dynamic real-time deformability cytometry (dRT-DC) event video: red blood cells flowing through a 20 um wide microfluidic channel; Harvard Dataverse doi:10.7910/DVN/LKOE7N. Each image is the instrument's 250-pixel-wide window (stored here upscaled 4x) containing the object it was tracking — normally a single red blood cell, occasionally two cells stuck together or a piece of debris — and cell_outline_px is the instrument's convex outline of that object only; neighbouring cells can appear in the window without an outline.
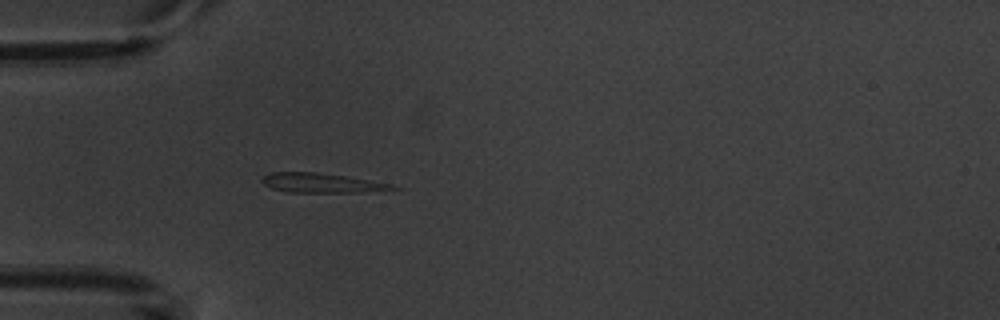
{"species": "common noctule bat (a hibernating species)", "species_latin": "Nyctalus noctula", "temperature_condition": "warm", "stored_images_in_passage": 4, "camera_frame_rate_fps": 3000, "um_per_image_px": 0.085, "animal": {"sex": "male", "body_mass_g": 20.1, "forearm_length_mm": 53.5}, "frame": {"image": 1, "passage_image": 4, "time_ms": 3.333, "image_size_px": [1000, 320], "cell_outline_px": [[404, 188], [360, 192], [288, 192], [272, 188], [264, 184], [260, 180], [268, 172], [316, 172], [344, 176], [392, 184]], "centroid_in_image_um": [27.31, 15.55], "position_along_channel_um": 57.7, "area_um2": 14.68}}